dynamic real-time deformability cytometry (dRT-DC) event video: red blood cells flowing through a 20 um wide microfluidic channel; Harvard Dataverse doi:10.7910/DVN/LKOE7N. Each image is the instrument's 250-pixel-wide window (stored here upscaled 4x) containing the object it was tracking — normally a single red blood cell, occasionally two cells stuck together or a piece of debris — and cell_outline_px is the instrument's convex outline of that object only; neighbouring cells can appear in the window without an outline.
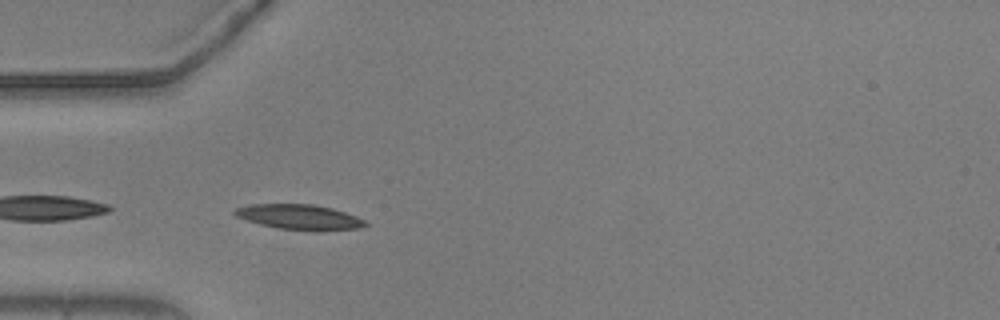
{"species": "common noctule bat (a hibernating species)", "species_latin": "Nyctalus noctula", "temperature_condition": "warm", "stored_images_in_passage": 36, "camera_frame_rate_fps": 3000, "um_per_image_px": 0.085, "animal": {"sex": "male", "body_mass_g": 20.5, "forearm_length_mm": 52.5}, "frame": {"image": 1, "passage_image": 1, "time_ms": 0.0, "image_size_px": [1000, 320], "cell_outline_px": [[368, 224], [360, 228], [316, 232], [312, 232], [276, 228], [260, 224], [236, 216], [232, 212], [236, 208], [252, 204], [312, 204], [332, 208], [368, 220]], "centroid_in_image_um": [25.51, 18.47], "position_along_channel_um": 59.5, "area_um2": 19.42}}
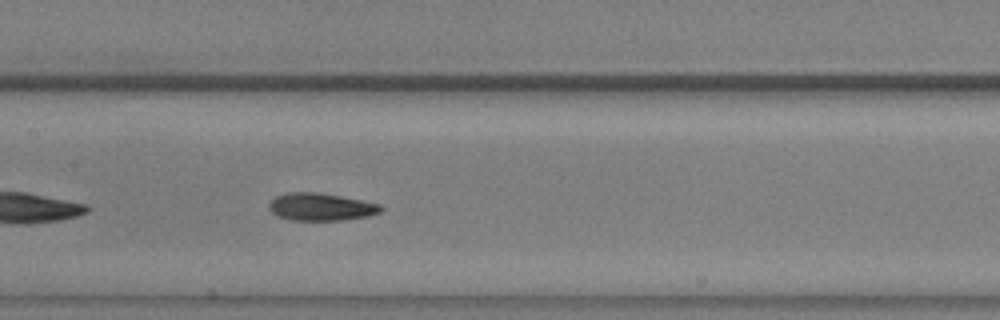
{"frame": {"image": 2, "passage_image": 11, "time_ms": 3.333, "image_size_px": [1000, 320], "cell_outline_px": [[384, 208], [380, 212], [368, 216], [340, 220], [292, 220], [276, 216], [268, 208], [268, 204], [276, 196], [288, 192], [320, 192], [380, 204]], "centroid_in_image_um": [27.25, 17.58], "position_along_channel_um": 180.2, "area_um2": 17.92}}
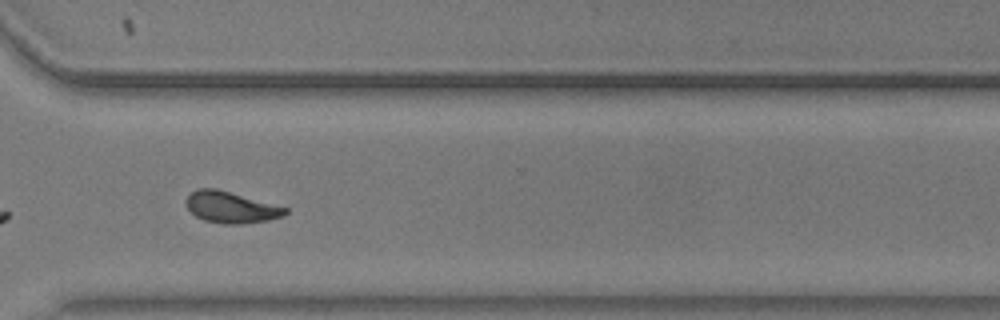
{"frame": {"image": 3, "passage_image": 25, "time_ms": 8.0, "image_size_px": [1000, 320], "cell_outline_px": [[288, 212], [284, 216], [268, 220], [244, 224], [224, 224], [204, 220], [196, 216], [188, 208], [188, 196], [192, 192], [200, 188], [216, 188], [288, 208]], "centroid_in_image_um": [19.67, 17.63], "position_along_channel_um": 350.9, "area_um2": 17.86}, "authors_computed_cell_mechanics": {"area_um2": 17.629, "velocity_mm_per_s": 3.6757, "shape_relaxation_time_tau1_ms": 10.8189, "shape_relaxation_time_tau2_ms": 1.6572, "deformation_change_tau1": 0.2603, "deformation_change_tau2": 0.0837}}